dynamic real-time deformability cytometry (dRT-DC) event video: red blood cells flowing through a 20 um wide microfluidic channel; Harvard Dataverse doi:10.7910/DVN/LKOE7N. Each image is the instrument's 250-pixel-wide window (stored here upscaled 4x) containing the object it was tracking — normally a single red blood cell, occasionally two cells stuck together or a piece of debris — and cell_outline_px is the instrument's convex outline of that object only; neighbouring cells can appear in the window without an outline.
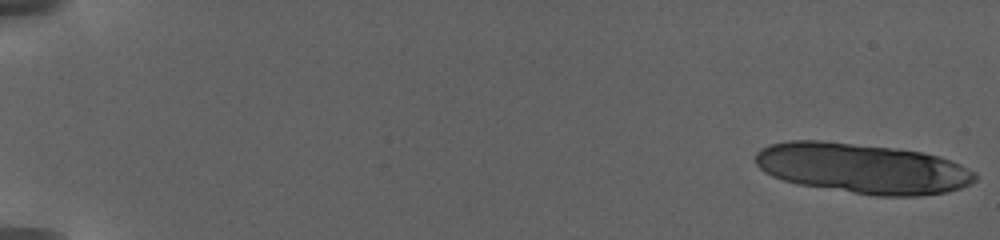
{"species": "human", "species_latin": "Homo sapiens", "temperature_condition": "warm", "stored_images_in_passage": 21, "camera_frame_rate_fps": 3000, "um_per_image_px": 0.085, "donor": {"sex": "female"}, "frame": {"image": 1, "passage_image": 1, "time_ms": 0.0, "image_size_px": [1000, 240], "cell_outline_px": [[976, 180], [972, 184], [960, 188], [944, 192], [920, 196], [876, 196], [796, 184], [772, 176], [764, 172], [756, 164], [756, 152], [760, 148], [772, 144], [788, 140], [820, 140], [892, 148], [924, 152], [940, 156], [960, 164], [976, 172]], "centroid_in_image_um": [73.32, 14.31], "position_along_channel_um": 11.7, "area_um2": 64.39}}